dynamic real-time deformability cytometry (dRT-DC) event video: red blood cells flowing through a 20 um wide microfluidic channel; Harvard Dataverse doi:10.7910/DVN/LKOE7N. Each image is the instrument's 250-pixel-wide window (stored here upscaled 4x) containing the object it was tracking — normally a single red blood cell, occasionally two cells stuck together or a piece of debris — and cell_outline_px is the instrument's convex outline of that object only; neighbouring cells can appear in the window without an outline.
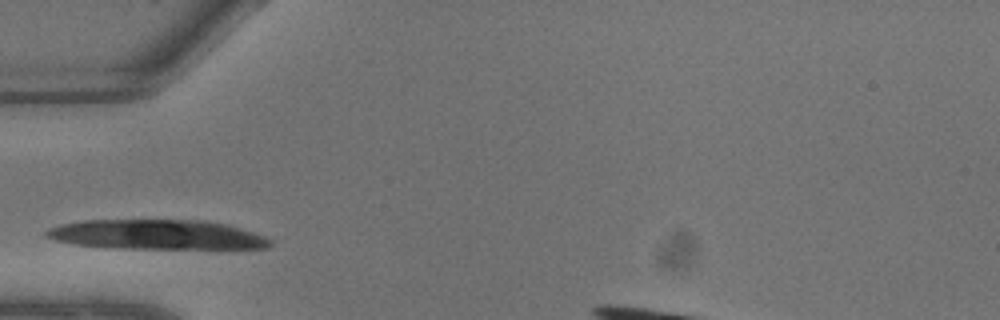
{"species": "common noctule bat (a hibernating species)", "species_latin": "Nyctalus noctula", "temperature_condition": "warm", "stored_images_in_passage": 3, "camera_frame_rate_fps": 3000, "um_per_image_px": 0.085, "animal": {"sex": "male", "body_mass_g": 13.3}, "frame": {"image": 1, "passage_image": 1, "time_ms": 0.0, "image_size_px": [1000, 320], "cell_outline_px": [[272, 244], [268, 248], [108, 248], [72, 244], [56, 240], [44, 236], [44, 232], [48, 228], [60, 224], [84, 220], [204, 220], [224, 224], [240, 228], [264, 236], [272, 240]], "centroid_in_image_um": [13.27, 19.94], "position_along_channel_um": 71.7, "area_um2": 38.73}}